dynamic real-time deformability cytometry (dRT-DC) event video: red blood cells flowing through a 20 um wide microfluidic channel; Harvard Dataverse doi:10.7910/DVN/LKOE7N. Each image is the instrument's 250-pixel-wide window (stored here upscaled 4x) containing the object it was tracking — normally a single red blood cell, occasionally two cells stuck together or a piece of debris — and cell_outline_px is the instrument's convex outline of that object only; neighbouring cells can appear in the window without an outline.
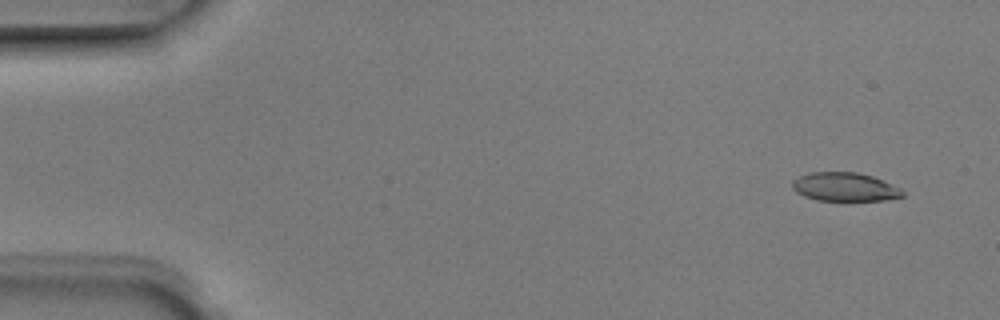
{"species": "Egyptian fruit bat (a non-hibernating species)", "species_latin": "Rousettus aegyptiacus", "temperature_condition": "room temperature", "stored_images_in_passage": 6, "segment_of_instrument_passage": [2, 2], "camera_frame_rate_fps": 3000, "um_per_image_px": 0.085, "animal": {"sex": "male"}, "frame": {"image": 1, "passage_image": 6, "time_ms": 1.667, "image_size_px": [1000, 320], "cell_outline_px": [[904, 196], [884, 200], [816, 200], [804, 196], [796, 192], [792, 188], [792, 180], [808, 172], [856, 172], [872, 176], [884, 180], [900, 188], [904, 192]], "centroid_in_image_um": [71.79, 15.88], "position_along_channel_um": 13.2, "area_um2": 18.44}}